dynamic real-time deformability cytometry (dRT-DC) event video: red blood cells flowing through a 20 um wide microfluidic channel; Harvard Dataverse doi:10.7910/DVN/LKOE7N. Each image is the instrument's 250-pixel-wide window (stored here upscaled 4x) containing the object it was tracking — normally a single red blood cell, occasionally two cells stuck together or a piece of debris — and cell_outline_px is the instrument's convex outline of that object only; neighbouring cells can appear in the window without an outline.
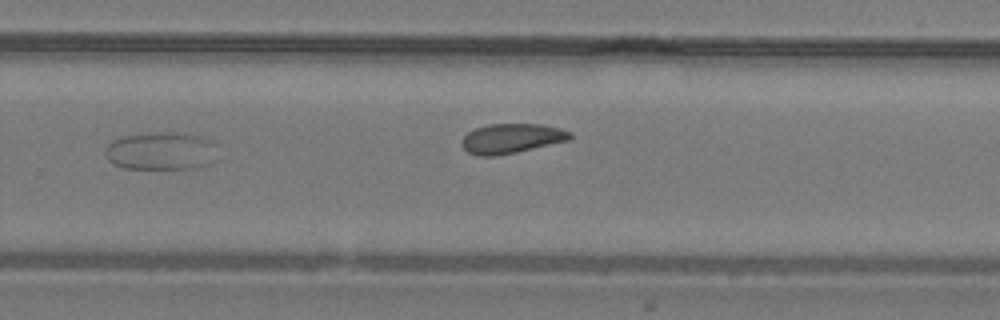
{"species": "common noctule bat (a hibernating species)", "species_latin": "Nyctalus noctula", "temperature_condition": "warm", "stored_images_in_passage": 23, "camera_frame_rate_fps": 3000, "um_per_image_px": 0.085, "animal": {"sex": "male", "body_mass_g": 19.2, "forearm_length_mm": 51.8}, "frame": {"image": 1, "passage_image": 20, "time_ms": 6.333, "image_size_px": [1000, 320], "cell_outline_px": [[216, 144], [208, 164], [192, 168], [124, 168], [112, 164], [108, 160], [104, 152], [108, 144], [112, 140], [124, 136], [164, 132], [176, 132], [200, 136], [212, 140]], "centroid_in_image_um": [13.62, 12.83], "position_along_channel_um": 316.2, "area_um2": 24.39}}
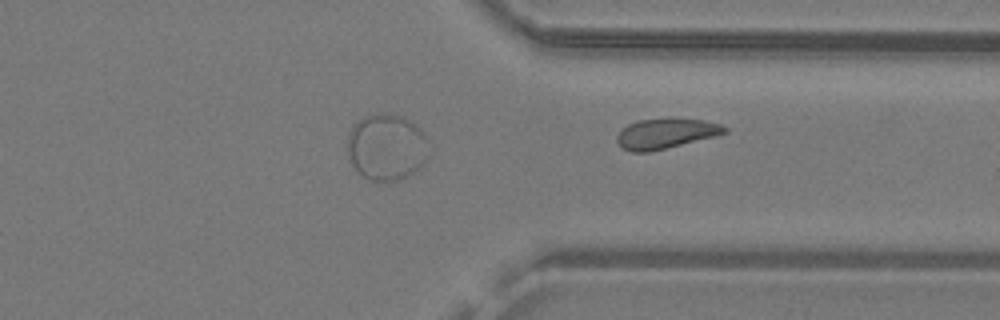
{"frame": {"image": 2, "passage_image": 23, "time_ms": 7.333, "image_size_px": [1000, 320], "cell_outline_px": [[728, 132], [716, 136], [648, 152], [632, 152], [620, 148], [616, 140], [616, 136], [628, 124], [640, 120], [704, 120], [720, 124], [728, 128]], "centroid_in_image_um": [56.57, 11.38], "position_along_channel_um": 354.8, "area_um2": 18.38}}